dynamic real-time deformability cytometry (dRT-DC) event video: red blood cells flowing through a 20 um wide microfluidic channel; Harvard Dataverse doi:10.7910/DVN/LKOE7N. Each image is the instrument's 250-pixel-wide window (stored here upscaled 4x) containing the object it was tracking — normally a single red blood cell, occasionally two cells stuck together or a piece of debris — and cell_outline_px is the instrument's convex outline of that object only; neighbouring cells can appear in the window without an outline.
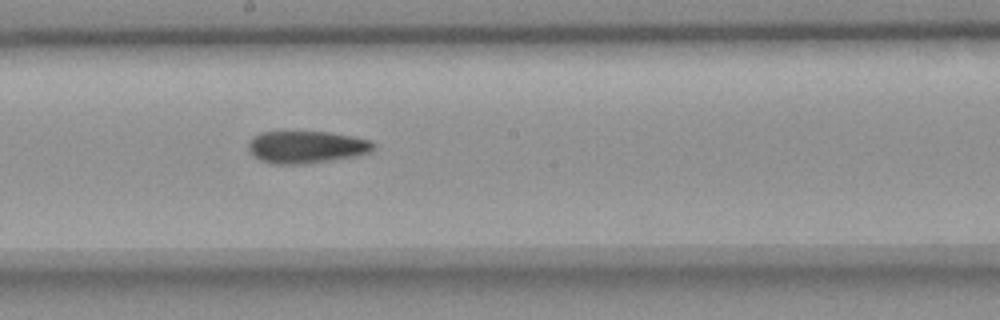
{"species": "common noctule bat (a hibernating species)", "species_latin": "Nyctalus noctula", "temperature_condition": "room temperature", "stored_images_in_passage": 6, "camera_frame_rate_fps": 3000, "um_per_image_px": 0.085, "animal": {"sex": "female", "body_mass_g": 18.4}, "frame": {"image": 1, "passage_image": 6, "time_ms": 6.333, "image_size_px": [1000, 320], "cell_outline_px": [[376, 144], [368, 152], [352, 156], [332, 160], [296, 164], [276, 164], [260, 160], [248, 148], [248, 144], [252, 136], [260, 132], [328, 132], [352, 136], [368, 140]], "centroid_in_image_um": [26.01, 12.48], "position_along_channel_um": 222.2, "area_um2": 23.06}}